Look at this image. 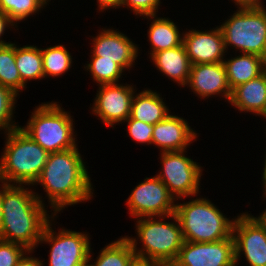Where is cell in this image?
<instances>
[{
    "label": "cell",
    "mask_w": 266,
    "mask_h": 266,
    "mask_svg": "<svg viewBox=\"0 0 266 266\" xmlns=\"http://www.w3.org/2000/svg\"><path fill=\"white\" fill-rule=\"evenodd\" d=\"M84 68L91 73L98 85L117 83L124 71L113 60L102 59L100 56H92L90 63Z\"/></svg>",
    "instance_id": "4316f807"
},
{
    "label": "cell",
    "mask_w": 266,
    "mask_h": 266,
    "mask_svg": "<svg viewBox=\"0 0 266 266\" xmlns=\"http://www.w3.org/2000/svg\"><path fill=\"white\" fill-rule=\"evenodd\" d=\"M263 225L266 226V209L265 211L259 216L256 217Z\"/></svg>",
    "instance_id": "ab89813d"
},
{
    "label": "cell",
    "mask_w": 266,
    "mask_h": 266,
    "mask_svg": "<svg viewBox=\"0 0 266 266\" xmlns=\"http://www.w3.org/2000/svg\"><path fill=\"white\" fill-rule=\"evenodd\" d=\"M229 102L239 111L266 118V70L258 77L235 87Z\"/></svg>",
    "instance_id": "ac0fdd59"
},
{
    "label": "cell",
    "mask_w": 266,
    "mask_h": 266,
    "mask_svg": "<svg viewBox=\"0 0 266 266\" xmlns=\"http://www.w3.org/2000/svg\"><path fill=\"white\" fill-rule=\"evenodd\" d=\"M1 240L19 243L28 250L39 244L45 226L50 221L42 197L25 186L1 182ZM40 196V197H39Z\"/></svg>",
    "instance_id": "6da1fadb"
},
{
    "label": "cell",
    "mask_w": 266,
    "mask_h": 266,
    "mask_svg": "<svg viewBox=\"0 0 266 266\" xmlns=\"http://www.w3.org/2000/svg\"><path fill=\"white\" fill-rule=\"evenodd\" d=\"M92 259L91 254L89 253V257H87L84 261L80 263L79 266H93V264H88V262Z\"/></svg>",
    "instance_id": "60d3db41"
},
{
    "label": "cell",
    "mask_w": 266,
    "mask_h": 266,
    "mask_svg": "<svg viewBox=\"0 0 266 266\" xmlns=\"http://www.w3.org/2000/svg\"><path fill=\"white\" fill-rule=\"evenodd\" d=\"M223 63L231 90L258 77L266 70V59L256 54L242 53Z\"/></svg>",
    "instance_id": "ffe728a7"
},
{
    "label": "cell",
    "mask_w": 266,
    "mask_h": 266,
    "mask_svg": "<svg viewBox=\"0 0 266 266\" xmlns=\"http://www.w3.org/2000/svg\"><path fill=\"white\" fill-rule=\"evenodd\" d=\"M169 217L175 223L165 222L164 216L159 217V220H156V217L137 219V235L144 248L137 249L136 238L127 237L137 256L156 260L166 266L176 260L184 240L176 214H171Z\"/></svg>",
    "instance_id": "5b68a950"
},
{
    "label": "cell",
    "mask_w": 266,
    "mask_h": 266,
    "mask_svg": "<svg viewBox=\"0 0 266 266\" xmlns=\"http://www.w3.org/2000/svg\"><path fill=\"white\" fill-rule=\"evenodd\" d=\"M197 134L185 119L169 114L153 125L152 144L161 152L183 151L192 143Z\"/></svg>",
    "instance_id": "e0dca14e"
},
{
    "label": "cell",
    "mask_w": 266,
    "mask_h": 266,
    "mask_svg": "<svg viewBox=\"0 0 266 266\" xmlns=\"http://www.w3.org/2000/svg\"><path fill=\"white\" fill-rule=\"evenodd\" d=\"M20 128L49 154L77 147L73 119L57 102L39 105Z\"/></svg>",
    "instance_id": "8992f818"
},
{
    "label": "cell",
    "mask_w": 266,
    "mask_h": 266,
    "mask_svg": "<svg viewBox=\"0 0 266 266\" xmlns=\"http://www.w3.org/2000/svg\"><path fill=\"white\" fill-rule=\"evenodd\" d=\"M44 5L43 0H0V11L15 23L35 14Z\"/></svg>",
    "instance_id": "83f0119b"
},
{
    "label": "cell",
    "mask_w": 266,
    "mask_h": 266,
    "mask_svg": "<svg viewBox=\"0 0 266 266\" xmlns=\"http://www.w3.org/2000/svg\"><path fill=\"white\" fill-rule=\"evenodd\" d=\"M135 255L131 242L125 236L103 248L93 266H128Z\"/></svg>",
    "instance_id": "d4e9b609"
},
{
    "label": "cell",
    "mask_w": 266,
    "mask_h": 266,
    "mask_svg": "<svg viewBox=\"0 0 266 266\" xmlns=\"http://www.w3.org/2000/svg\"><path fill=\"white\" fill-rule=\"evenodd\" d=\"M135 95L131 102L132 119L155 125L169 115V108L157 92L146 89Z\"/></svg>",
    "instance_id": "44dd1931"
},
{
    "label": "cell",
    "mask_w": 266,
    "mask_h": 266,
    "mask_svg": "<svg viewBox=\"0 0 266 266\" xmlns=\"http://www.w3.org/2000/svg\"><path fill=\"white\" fill-rule=\"evenodd\" d=\"M184 241L210 243L232 237L234 219L229 220L208 199L196 198L176 204Z\"/></svg>",
    "instance_id": "277c9868"
},
{
    "label": "cell",
    "mask_w": 266,
    "mask_h": 266,
    "mask_svg": "<svg viewBox=\"0 0 266 266\" xmlns=\"http://www.w3.org/2000/svg\"><path fill=\"white\" fill-rule=\"evenodd\" d=\"M266 7L239 8L220 28L225 49L233 46L242 53L266 59Z\"/></svg>",
    "instance_id": "52a82bcc"
},
{
    "label": "cell",
    "mask_w": 266,
    "mask_h": 266,
    "mask_svg": "<svg viewBox=\"0 0 266 266\" xmlns=\"http://www.w3.org/2000/svg\"><path fill=\"white\" fill-rule=\"evenodd\" d=\"M14 26L16 25L8 15L4 14L2 11H0V46L7 45L9 42H4L1 40V37L4 34V31L6 30V27Z\"/></svg>",
    "instance_id": "836d02e7"
},
{
    "label": "cell",
    "mask_w": 266,
    "mask_h": 266,
    "mask_svg": "<svg viewBox=\"0 0 266 266\" xmlns=\"http://www.w3.org/2000/svg\"><path fill=\"white\" fill-rule=\"evenodd\" d=\"M15 62L24 84L28 80L45 78L41 48L28 45L17 48L15 45Z\"/></svg>",
    "instance_id": "603a6c76"
},
{
    "label": "cell",
    "mask_w": 266,
    "mask_h": 266,
    "mask_svg": "<svg viewBox=\"0 0 266 266\" xmlns=\"http://www.w3.org/2000/svg\"><path fill=\"white\" fill-rule=\"evenodd\" d=\"M44 75L60 76L71 68L72 56L63 45L41 49Z\"/></svg>",
    "instance_id": "484cf974"
},
{
    "label": "cell",
    "mask_w": 266,
    "mask_h": 266,
    "mask_svg": "<svg viewBox=\"0 0 266 266\" xmlns=\"http://www.w3.org/2000/svg\"><path fill=\"white\" fill-rule=\"evenodd\" d=\"M1 226H2V190H0V238H1Z\"/></svg>",
    "instance_id": "f35d334b"
},
{
    "label": "cell",
    "mask_w": 266,
    "mask_h": 266,
    "mask_svg": "<svg viewBox=\"0 0 266 266\" xmlns=\"http://www.w3.org/2000/svg\"><path fill=\"white\" fill-rule=\"evenodd\" d=\"M92 48L91 56L113 60L123 70L131 68L138 56L137 45L126 35L113 29H102L101 33L93 38Z\"/></svg>",
    "instance_id": "9a60e30c"
},
{
    "label": "cell",
    "mask_w": 266,
    "mask_h": 266,
    "mask_svg": "<svg viewBox=\"0 0 266 266\" xmlns=\"http://www.w3.org/2000/svg\"><path fill=\"white\" fill-rule=\"evenodd\" d=\"M0 84L11 89L14 93L26 87L21 81V77L15 62V44L9 43L0 46Z\"/></svg>",
    "instance_id": "cb8c5ba5"
},
{
    "label": "cell",
    "mask_w": 266,
    "mask_h": 266,
    "mask_svg": "<svg viewBox=\"0 0 266 266\" xmlns=\"http://www.w3.org/2000/svg\"><path fill=\"white\" fill-rule=\"evenodd\" d=\"M238 8H264L260 0H234Z\"/></svg>",
    "instance_id": "e575fe53"
},
{
    "label": "cell",
    "mask_w": 266,
    "mask_h": 266,
    "mask_svg": "<svg viewBox=\"0 0 266 266\" xmlns=\"http://www.w3.org/2000/svg\"><path fill=\"white\" fill-rule=\"evenodd\" d=\"M32 253L25 246L0 239V266H16L24 254Z\"/></svg>",
    "instance_id": "f546056e"
},
{
    "label": "cell",
    "mask_w": 266,
    "mask_h": 266,
    "mask_svg": "<svg viewBox=\"0 0 266 266\" xmlns=\"http://www.w3.org/2000/svg\"><path fill=\"white\" fill-rule=\"evenodd\" d=\"M160 0H122L120 6H129L136 15L154 19ZM157 10V11H156Z\"/></svg>",
    "instance_id": "1f68e13d"
},
{
    "label": "cell",
    "mask_w": 266,
    "mask_h": 266,
    "mask_svg": "<svg viewBox=\"0 0 266 266\" xmlns=\"http://www.w3.org/2000/svg\"><path fill=\"white\" fill-rule=\"evenodd\" d=\"M35 183H41L50 206L56 213L68 205L90 200L93 196L91 180L78 148L50 153Z\"/></svg>",
    "instance_id": "7a4b0ae2"
},
{
    "label": "cell",
    "mask_w": 266,
    "mask_h": 266,
    "mask_svg": "<svg viewBox=\"0 0 266 266\" xmlns=\"http://www.w3.org/2000/svg\"><path fill=\"white\" fill-rule=\"evenodd\" d=\"M6 145L0 158V182L35 185L49 153L20 127L6 133Z\"/></svg>",
    "instance_id": "3957f363"
},
{
    "label": "cell",
    "mask_w": 266,
    "mask_h": 266,
    "mask_svg": "<svg viewBox=\"0 0 266 266\" xmlns=\"http://www.w3.org/2000/svg\"><path fill=\"white\" fill-rule=\"evenodd\" d=\"M125 121L128 122V133L134 141L152 144L153 125L132 119L130 116Z\"/></svg>",
    "instance_id": "4dcf8cb0"
},
{
    "label": "cell",
    "mask_w": 266,
    "mask_h": 266,
    "mask_svg": "<svg viewBox=\"0 0 266 266\" xmlns=\"http://www.w3.org/2000/svg\"><path fill=\"white\" fill-rule=\"evenodd\" d=\"M233 237L210 243L184 241L176 260L167 266H235Z\"/></svg>",
    "instance_id": "7c38bea8"
},
{
    "label": "cell",
    "mask_w": 266,
    "mask_h": 266,
    "mask_svg": "<svg viewBox=\"0 0 266 266\" xmlns=\"http://www.w3.org/2000/svg\"><path fill=\"white\" fill-rule=\"evenodd\" d=\"M232 237L236 264L243 252L250 266H266V226L256 217L243 213L235 218Z\"/></svg>",
    "instance_id": "8fae6325"
},
{
    "label": "cell",
    "mask_w": 266,
    "mask_h": 266,
    "mask_svg": "<svg viewBox=\"0 0 266 266\" xmlns=\"http://www.w3.org/2000/svg\"><path fill=\"white\" fill-rule=\"evenodd\" d=\"M149 41L152 46L151 56L159 51L172 49L183 43V35L174 22L168 18H155L148 31Z\"/></svg>",
    "instance_id": "7402d4cb"
},
{
    "label": "cell",
    "mask_w": 266,
    "mask_h": 266,
    "mask_svg": "<svg viewBox=\"0 0 266 266\" xmlns=\"http://www.w3.org/2000/svg\"><path fill=\"white\" fill-rule=\"evenodd\" d=\"M183 151L161 153L162 170L156 175L168 188L169 193L178 198L195 196L199 193L202 167ZM175 195V196H174Z\"/></svg>",
    "instance_id": "ba28073f"
},
{
    "label": "cell",
    "mask_w": 266,
    "mask_h": 266,
    "mask_svg": "<svg viewBox=\"0 0 266 266\" xmlns=\"http://www.w3.org/2000/svg\"><path fill=\"white\" fill-rule=\"evenodd\" d=\"M16 98V93L0 84V129H5V133L20 127L11 122Z\"/></svg>",
    "instance_id": "f1b7e54d"
},
{
    "label": "cell",
    "mask_w": 266,
    "mask_h": 266,
    "mask_svg": "<svg viewBox=\"0 0 266 266\" xmlns=\"http://www.w3.org/2000/svg\"><path fill=\"white\" fill-rule=\"evenodd\" d=\"M157 69L166 77L181 86H186L190 77L191 63L186 54L183 43L172 49H166L154 53L151 56Z\"/></svg>",
    "instance_id": "d6986e66"
},
{
    "label": "cell",
    "mask_w": 266,
    "mask_h": 266,
    "mask_svg": "<svg viewBox=\"0 0 266 266\" xmlns=\"http://www.w3.org/2000/svg\"><path fill=\"white\" fill-rule=\"evenodd\" d=\"M50 224L49 221L39 241L51 243L49 266H79L89 257L91 248L88 234L65 229L56 234Z\"/></svg>",
    "instance_id": "30bf717a"
},
{
    "label": "cell",
    "mask_w": 266,
    "mask_h": 266,
    "mask_svg": "<svg viewBox=\"0 0 266 266\" xmlns=\"http://www.w3.org/2000/svg\"><path fill=\"white\" fill-rule=\"evenodd\" d=\"M128 266H166L156 260L135 255Z\"/></svg>",
    "instance_id": "d6a6232c"
},
{
    "label": "cell",
    "mask_w": 266,
    "mask_h": 266,
    "mask_svg": "<svg viewBox=\"0 0 266 266\" xmlns=\"http://www.w3.org/2000/svg\"><path fill=\"white\" fill-rule=\"evenodd\" d=\"M187 85L202 98L222 94L229 102L232 94L223 62L191 65Z\"/></svg>",
    "instance_id": "2e32d148"
},
{
    "label": "cell",
    "mask_w": 266,
    "mask_h": 266,
    "mask_svg": "<svg viewBox=\"0 0 266 266\" xmlns=\"http://www.w3.org/2000/svg\"><path fill=\"white\" fill-rule=\"evenodd\" d=\"M264 166H265V167L263 168V171H264V172H263V177H262L263 180H262V181H263V183H264V184H263V186H264V194H265L264 196H265V198H266V157H265V165H264Z\"/></svg>",
    "instance_id": "74e56055"
},
{
    "label": "cell",
    "mask_w": 266,
    "mask_h": 266,
    "mask_svg": "<svg viewBox=\"0 0 266 266\" xmlns=\"http://www.w3.org/2000/svg\"><path fill=\"white\" fill-rule=\"evenodd\" d=\"M176 199L169 193L166 185L157 177L144 179L131 192L126 203L130 215L142 217H169L175 213Z\"/></svg>",
    "instance_id": "9c48e42d"
},
{
    "label": "cell",
    "mask_w": 266,
    "mask_h": 266,
    "mask_svg": "<svg viewBox=\"0 0 266 266\" xmlns=\"http://www.w3.org/2000/svg\"><path fill=\"white\" fill-rule=\"evenodd\" d=\"M24 254L22 258L18 261L16 266H43V262L38 258L25 256Z\"/></svg>",
    "instance_id": "d590c367"
},
{
    "label": "cell",
    "mask_w": 266,
    "mask_h": 266,
    "mask_svg": "<svg viewBox=\"0 0 266 266\" xmlns=\"http://www.w3.org/2000/svg\"><path fill=\"white\" fill-rule=\"evenodd\" d=\"M93 111L108 126L125 122L131 115V102L135 91L133 86L121 84L100 85Z\"/></svg>",
    "instance_id": "4fadbf2b"
},
{
    "label": "cell",
    "mask_w": 266,
    "mask_h": 266,
    "mask_svg": "<svg viewBox=\"0 0 266 266\" xmlns=\"http://www.w3.org/2000/svg\"><path fill=\"white\" fill-rule=\"evenodd\" d=\"M183 45L191 65L223 62L224 37L220 27L208 32L189 30L183 34Z\"/></svg>",
    "instance_id": "5bb4252c"
},
{
    "label": "cell",
    "mask_w": 266,
    "mask_h": 266,
    "mask_svg": "<svg viewBox=\"0 0 266 266\" xmlns=\"http://www.w3.org/2000/svg\"><path fill=\"white\" fill-rule=\"evenodd\" d=\"M122 0H97V3H99V10L103 11L105 9H109L110 7L112 8H119L121 5Z\"/></svg>",
    "instance_id": "8d00e7d4"
}]
</instances>
